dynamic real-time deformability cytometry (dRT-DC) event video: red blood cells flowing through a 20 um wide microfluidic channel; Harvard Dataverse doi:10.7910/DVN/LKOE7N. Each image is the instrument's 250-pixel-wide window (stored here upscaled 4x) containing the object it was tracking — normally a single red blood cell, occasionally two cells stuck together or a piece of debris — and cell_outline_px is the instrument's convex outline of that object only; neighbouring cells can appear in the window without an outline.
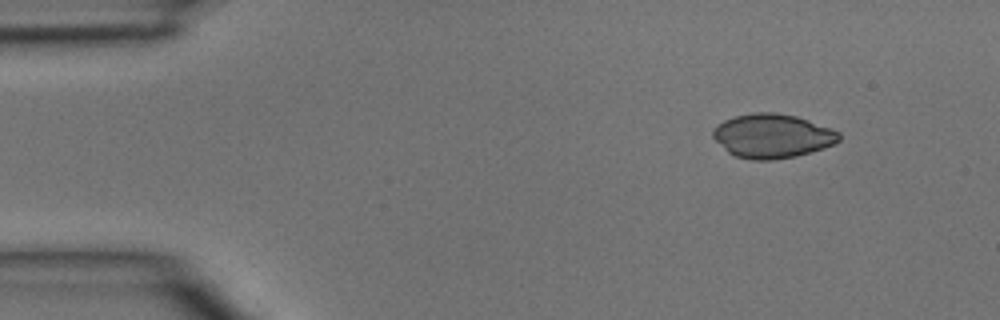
{"species": "common noctule bat (a hibernating species)", "species_latin": "Nyctalus noctula", "temperature_condition": "room temperature", "stored_images_in_passage": 6, "segment_of_instrument_passage": [2, 2], "camera_frame_rate_fps": 3000, "um_per_image_px": 0.085, "animal": {"sex": "male", "body_mass_g": 15.6}, "frame": {"image": 1, "passage_image": 6, "time_ms": 1.667, "image_size_px": [1000, 320], "cell_outline_px": [[840, 140], [824, 148], [796, 156], [772, 160], [752, 160], [736, 156], [728, 152], [712, 136], [712, 128], [716, 124], [724, 120], [736, 116], [752, 112], [772, 112], [796, 116], [832, 128], [840, 132]], "centroid_in_image_um": [65.64, 11.55], "position_along_channel_um": 19.4, "area_um2": 32.43}}